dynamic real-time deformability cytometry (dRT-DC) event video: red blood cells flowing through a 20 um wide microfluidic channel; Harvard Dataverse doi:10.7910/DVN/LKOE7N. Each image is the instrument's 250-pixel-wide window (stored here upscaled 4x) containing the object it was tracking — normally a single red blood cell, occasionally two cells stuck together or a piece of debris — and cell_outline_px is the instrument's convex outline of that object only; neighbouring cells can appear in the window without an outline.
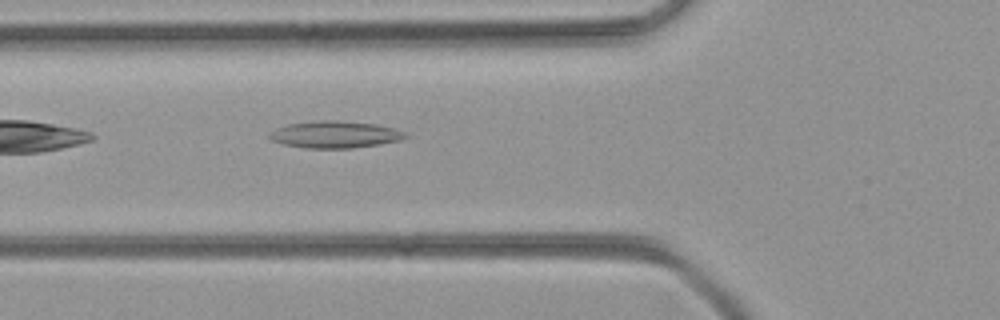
{"species": "common noctule bat (a hibernating species)", "species_latin": "Nyctalus noctula", "temperature_condition": "room temperature", "stored_images_in_passage": 36, "camera_frame_rate_fps": 3000, "um_per_image_px": 0.085, "animal": {"sex": "female", "body_mass_g": 21.9}, "frame": {"image": 1, "passage_image": 5, "time_ms": 1.333, "image_size_px": [1000, 320], "cell_outline_px": [[408, 136], [400, 140], [352, 148], [304, 148], [284, 144], [272, 140], [268, 136], [268, 132], [276, 128], [288, 124], [312, 120], [340, 120], [376, 124], [392, 128], [404, 132]], "centroid_in_image_um": [28.41, 11.42], "position_along_channel_um": 97.4, "area_um2": 21.33}}
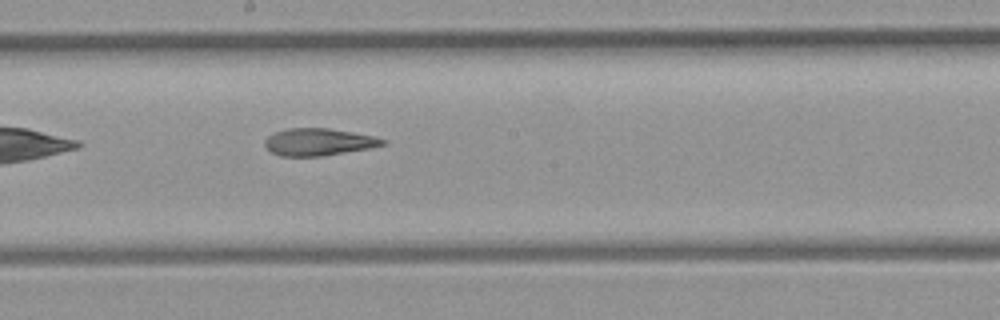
{"frame": {"image": 2, "passage_image": 14, "time_ms": 4.333, "image_size_px": [1000, 320], "cell_outline_px": [[388, 144], [372, 148], [320, 156], [280, 156], [272, 152], [264, 144], [264, 140], [268, 136], [276, 132], [288, 128], [328, 128], [376, 136], [388, 140]], "centroid_in_image_um": [27.14, 12.06], "position_along_channel_um": 221.1, "area_um2": 18.79}}
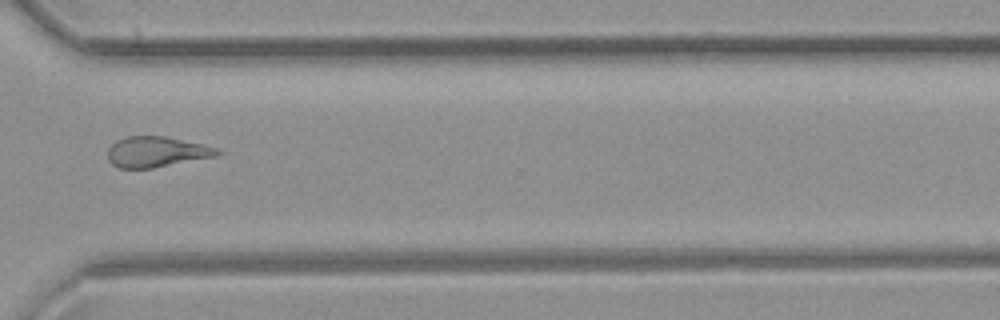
{"frame": {"image": 3, "passage_image": 24, "time_ms": 7.667, "image_size_px": [1000, 320], "cell_outline_px": [[220, 152], [216, 156], [152, 168], [120, 168], [112, 164], [108, 160], [108, 148], [116, 140], [128, 136], [164, 136], [204, 144], [220, 148]], "centroid_in_image_um": [13.3, 12.9], "position_along_channel_um": 357.3, "area_um2": 19.48}}